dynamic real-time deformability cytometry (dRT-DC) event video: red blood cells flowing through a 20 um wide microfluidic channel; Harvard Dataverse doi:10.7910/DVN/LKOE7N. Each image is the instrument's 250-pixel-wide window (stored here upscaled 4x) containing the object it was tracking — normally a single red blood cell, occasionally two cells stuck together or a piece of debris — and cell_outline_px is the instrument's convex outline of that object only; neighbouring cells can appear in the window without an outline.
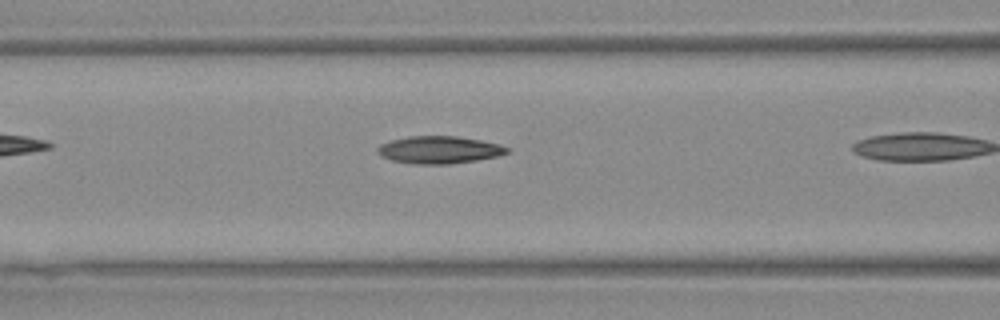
{"species": "Egyptian fruit bat (a non-hibernating species)", "species_latin": "Rousettus aegyptiacus", "temperature_condition": "warm", "stored_images_in_passage": 11, "camera_frame_rate_fps": 3000, "um_per_image_px": 0.085, "animal": {"sex": "female"}, "frame": {"image": 1, "passage_image": 7, "time_ms": 2.0, "image_size_px": [1000, 320], "cell_outline_px": [[508, 152], [496, 156], [476, 160], [448, 164], [416, 164], [392, 160], [380, 156], [376, 152], [376, 148], [380, 144], [392, 140], [408, 136], [456, 136], [480, 140], [500, 144], [508, 148]], "centroid_in_image_um": [37.28, 12.73], "position_along_channel_um": 129.3, "area_um2": 20.58}}
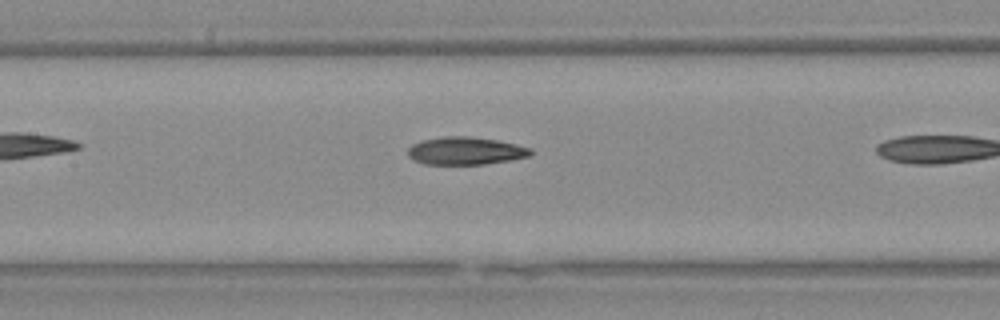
{"frame": {"image": 2, "passage_image": 10, "time_ms": 3.0, "image_size_px": [1000, 320], "cell_outline_px": [[532, 156], [512, 160], [484, 164], [424, 164], [412, 160], [408, 156], [408, 148], [412, 144], [424, 140], [444, 136], [472, 136], [496, 140], [516, 144], [532, 148]], "centroid_in_image_um": [39.59, 12.82], "position_along_channel_um": 167.8, "area_um2": 20.0}}